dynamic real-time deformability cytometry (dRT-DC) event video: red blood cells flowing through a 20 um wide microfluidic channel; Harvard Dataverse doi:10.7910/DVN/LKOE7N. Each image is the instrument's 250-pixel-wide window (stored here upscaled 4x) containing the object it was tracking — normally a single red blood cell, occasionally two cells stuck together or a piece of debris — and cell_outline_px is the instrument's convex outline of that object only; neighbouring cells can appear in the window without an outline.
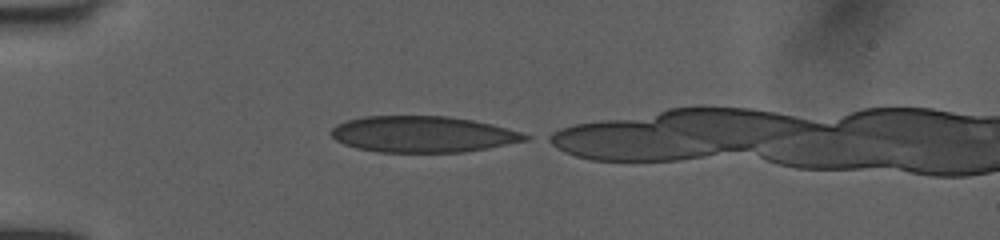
{"species": "human", "species_latin": "Homo sapiens", "temperature_condition": "room temperature", "stored_images_in_passage": 31, "camera_frame_rate_fps": 3000, "um_per_image_px": 0.085, "donor": {"sex": "female"}, "frame": {"image": 1, "passage_image": 1, "time_ms": 0.0, "image_size_px": [1000, 240], "cell_outline_px": [[532, 136], [528, 140], [484, 148], [460, 152], [380, 152], [356, 148], [344, 144], [336, 140], [332, 136], [332, 128], [336, 124], [348, 120], [364, 116], [448, 116], [472, 120], [492, 124], [520, 132]], "centroid_in_image_um": [35.91, 11.4], "position_along_channel_um": 49.1, "area_um2": 40.63}}
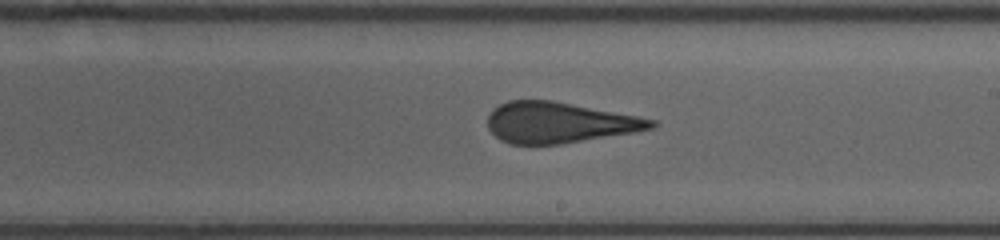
{"frame": {"image": 2, "passage_image": 17, "time_ms": 5.333, "image_size_px": [1000, 240], "cell_outline_px": [[656, 124], [652, 128], [636, 132], [560, 144], [512, 144], [500, 140], [488, 128], [488, 116], [492, 108], [508, 100], [552, 100], [636, 116], [656, 120]], "centroid_in_image_um": [47.49, 10.42], "position_along_channel_um": 241.5, "area_um2": 38.67}}
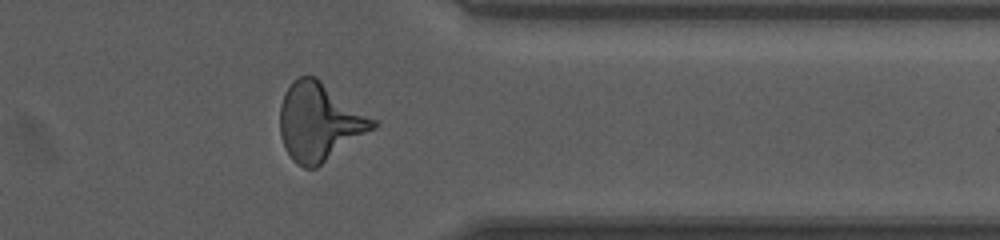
{"frame": {"image": 3, "passage_image": 28, "time_ms": 9.0, "image_size_px": [1000, 240], "cell_outline_px": [[380, 124], [376, 128], [316, 168], [304, 168], [296, 164], [292, 160], [284, 148], [280, 136], [280, 104], [284, 92], [292, 80], [300, 76], [316, 76], [380, 120]], "centroid_in_image_um": [27.19, 10.35], "position_along_channel_um": 384.2, "area_um2": 43.23}}